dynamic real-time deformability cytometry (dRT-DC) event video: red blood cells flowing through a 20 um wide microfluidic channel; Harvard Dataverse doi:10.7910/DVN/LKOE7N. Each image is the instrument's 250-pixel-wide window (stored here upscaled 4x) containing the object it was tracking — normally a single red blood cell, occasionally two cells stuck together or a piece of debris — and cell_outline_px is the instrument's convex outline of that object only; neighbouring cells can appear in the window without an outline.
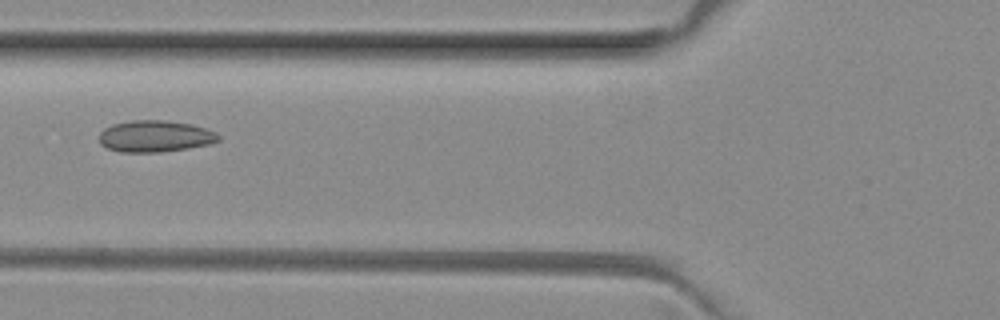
{"species": "common noctule bat (a hibernating species)", "species_latin": "Nyctalus noctula", "temperature_condition": "room temperature", "stored_images_in_passage": 3, "camera_frame_rate_fps": 3000, "um_per_image_px": 0.085, "animal": {"sex": "female", "body_mass_g": 29.2, "forearm_length_mm": 56.3}, "frame": {"image": 1, "passage_image": 3, "time_ms": 0.667, "image_size_px": [1000, 320], "cell_outline_px": [[220, 140], [208, 144], [188, 148], [160, 152], [120, 152], [108, 148], [100, 144], [100, 132], [104, 128], [112, 124], [132, 120], [164, 120], [192, 124], [216, 132], [220, 136]], "centroid_in_image_um": [13.17, 11.58], "position_along_channel_um": 112.6, "area_um2": 21.96}}